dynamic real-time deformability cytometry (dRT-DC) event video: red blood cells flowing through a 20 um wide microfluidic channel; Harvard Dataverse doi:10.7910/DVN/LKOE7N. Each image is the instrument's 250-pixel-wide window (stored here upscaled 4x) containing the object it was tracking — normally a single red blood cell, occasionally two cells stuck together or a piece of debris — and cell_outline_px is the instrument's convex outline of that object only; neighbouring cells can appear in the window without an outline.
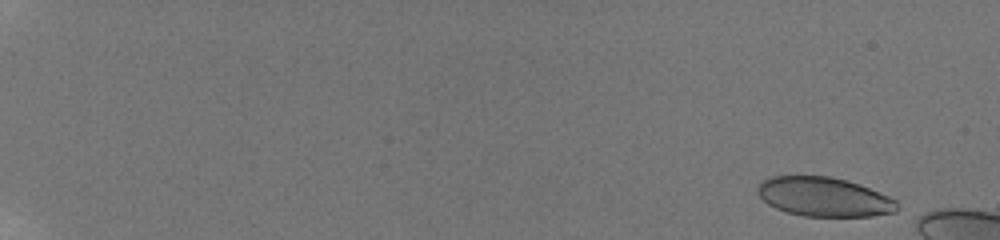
{"species": "human", "species_latin": "Homo sapiens", "temperature_condition": "room temperature", "stored_images_in_passage": 10, "camera_frame_rate_fps": 3000, "um_per_image_px": 0.085, "donor": {"sex": "male"}, "frame": {"image": 1, "passage_image": 1, "time_ms": 0.0, "image_size_px": [1000, 240], "cell_outline_px": [[896, 212], [872, 216], [804, 216], [788, 212], [776, 208], [768, 204], [756, 192], [756, 188], [764, 180], [772, 176], [828, 176], [860, 184], [888, 196], [896, 200]], "centroid_in_image_um": [70.03, 16.73], "position_along_channel_um": 15.0, "area_um2": 31.62}}